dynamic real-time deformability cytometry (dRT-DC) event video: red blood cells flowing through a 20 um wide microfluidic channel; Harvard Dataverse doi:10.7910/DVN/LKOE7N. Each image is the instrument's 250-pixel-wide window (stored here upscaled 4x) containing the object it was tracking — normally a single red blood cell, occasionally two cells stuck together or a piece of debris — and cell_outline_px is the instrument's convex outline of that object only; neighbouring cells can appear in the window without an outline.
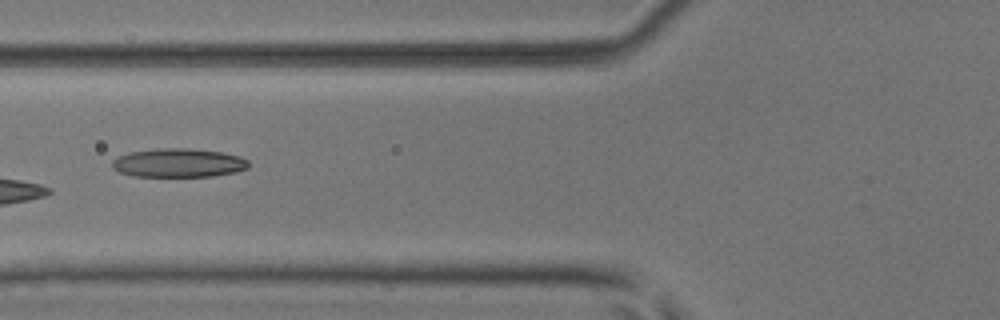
{"species": "common noctule bat (a hibernating species)", "species_latin": "Nyctalus noctula", "temperature_condition": "room temperature", "stored_images_in_passage": 6, "camera_frame_rate_fps": 3000, "um_per_image_px": 0.085, "animal": {"sex": "male", "body_mass_g": 17.9, "forearm_length_mm": 54.2}, "frame": {"image": 1, "passage_image": 6, "time_ms": 1.667, "image_size_px": [1000, 320], "cell_outline_px": [[248, 168], [236, 172], [212, 176], [132, 176], [120, 172], [112, 168], [112, 160], [116, 156], [128, 152], [160, 148], [188, 148], [220, 152], [240, 156], [248, 160]], "centroid_in_image_um": [15.14, 13.84], "position_along_channel_um": 110.7, "area_um2": 22.95}}